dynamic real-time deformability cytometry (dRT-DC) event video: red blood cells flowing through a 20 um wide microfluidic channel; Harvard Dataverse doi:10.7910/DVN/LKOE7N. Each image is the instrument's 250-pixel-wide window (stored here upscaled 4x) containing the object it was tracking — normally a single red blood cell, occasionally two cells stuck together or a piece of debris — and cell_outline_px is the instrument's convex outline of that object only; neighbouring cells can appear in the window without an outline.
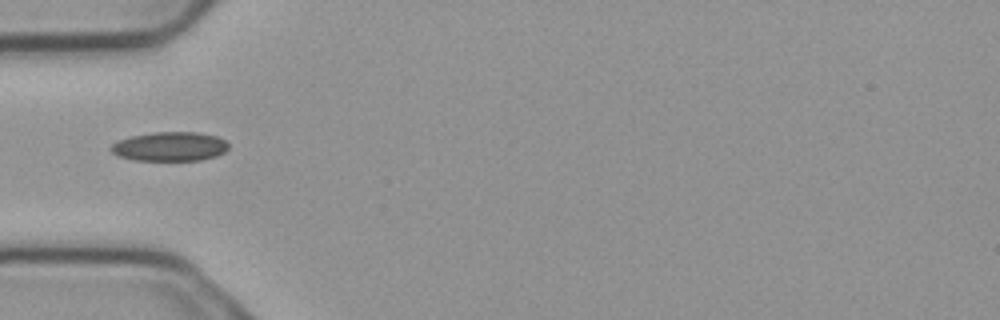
{"species": "common noctule bat (a hibernating species)", "species_latin": "Nyctalus noctula", "temperature_condition": "cold", "stored_images_in_passage": 1, "camera_frame_rate_fps": 3000, "um_per_image_px": 0.085, "animal": {"sex": "male", "body_mass_g": 23.1, "forearm_length_mm": 52.7}, "frame": {"image": 1, "passage_image": 1, "time_ms": 0.0, "image_size_px": [1000, 320], "cell_outline_px": [[228, 148], [224, 152], [216, 156], [200, 160], [132, 160], [120, 156], [112, 152], [108, 148], [116, 140], [132, 136], [152, 132], [196, 132], [216, 136], [224, 140], [228, 144]], "centroid_in_image_um": [14.41, 12.45], "position_along_channel_um": 70.6, "area_um2": 20.0}}